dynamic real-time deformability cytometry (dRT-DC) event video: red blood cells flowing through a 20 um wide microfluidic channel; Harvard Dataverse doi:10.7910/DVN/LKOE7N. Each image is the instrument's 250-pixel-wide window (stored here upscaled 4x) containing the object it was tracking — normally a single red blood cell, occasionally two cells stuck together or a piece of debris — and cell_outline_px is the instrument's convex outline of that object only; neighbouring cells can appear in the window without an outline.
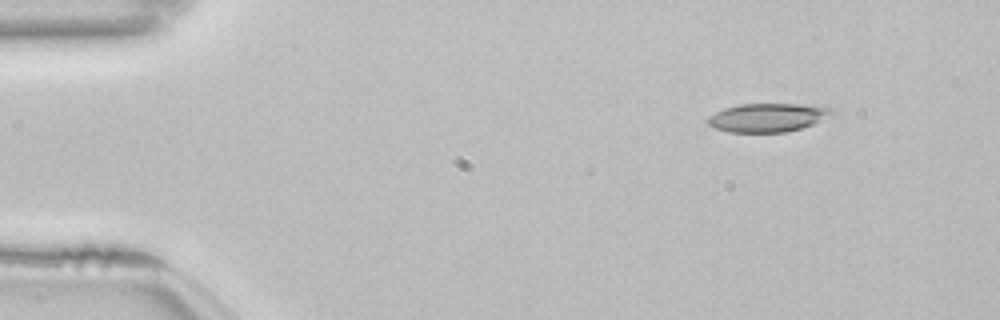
{"species": "common noctule bat (a hibernating species)", "species_latin": "Nyctalus noctula", "temperature_condition": "room temperature", "stored_images_in_passage": 48, "camera_frame_rate_fps": 3000, "um_per_image_px": 0.085, "animal": {"sex": "female", "body_mass_g": 22.7, "forearm_length_mm": 54.2}, "frame": {"image": 1, "passage_image": 1, "time_ms": 0.0, "image_size_px": [1000, 320], "cell_outline_px": [[836, 112], [812, 124], [800, 128], [784, 132], [728, 132], [716, 128], [708, 124], [704, 120], [708, 116], [724, 108], [740, 104], [824, 104], [832, 108]], "centroid_in_image_um": [65.27, 9.97], "position_along_channel_um": 19.7, "area_um2": 20.87}}
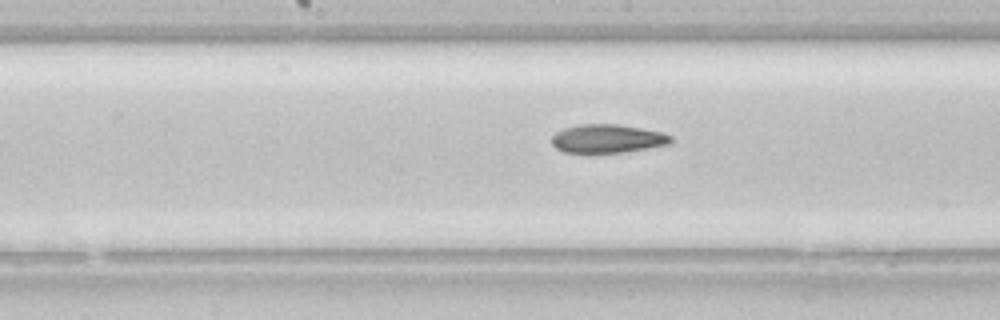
{"frame": {"image": 2, "passage_image": 22, "time_ms": 7.0, "image_size_px": [1000, 320], "cell_outline_px": [[672, 144], [624, 152], [588, 156], [564, 152], [556, 148], [552, 144], [552, 136], [556, 132], [564, 128], [580, 124], [616, 124], [664, 132], [672, 136]], "centroid_in_image_um": [51.61, 11.83], "position_along_channel_um": 196.6, "area_um2": 20.63}}
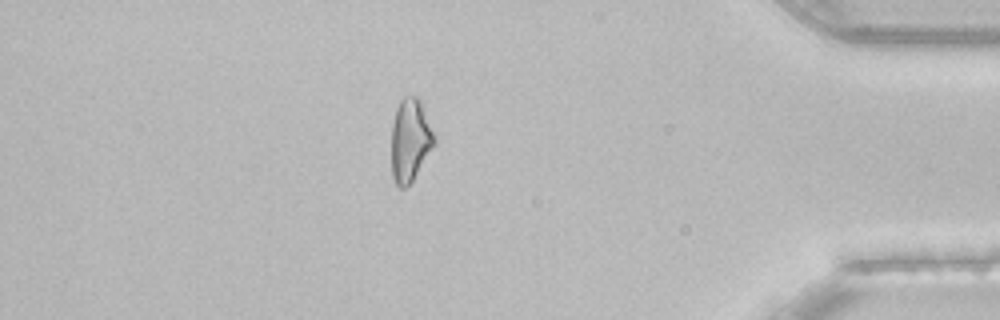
{"frame": {"image": 3, "passage_image": 41, "time_ms": 13.333, "image_size_px": [1000, 320], "cell_outline_px": [[436, 144], [412, 180], [404, 188], [400, 188], [396, 184], [392, 176], [392, 124], [396, 108], [400, 100], [404, 96], [416, 96], [420, 100], [436, 136]], "centroid_in_image_um": [34.88, 11.89], "position_along_channel_um": 400.3, "area_um2": 20.75}, "authors_computed_cell_mechanics": {"area_um2": 20.8658, "velocity_mm_per_s": 3.8529, "shape_relaxation_time_tau1_ms": null, "shape_relaxation_time_tau2_ms": 9.7767, "deformation_change_tau1": null, "deformation_change_tau2": 0.2129}}